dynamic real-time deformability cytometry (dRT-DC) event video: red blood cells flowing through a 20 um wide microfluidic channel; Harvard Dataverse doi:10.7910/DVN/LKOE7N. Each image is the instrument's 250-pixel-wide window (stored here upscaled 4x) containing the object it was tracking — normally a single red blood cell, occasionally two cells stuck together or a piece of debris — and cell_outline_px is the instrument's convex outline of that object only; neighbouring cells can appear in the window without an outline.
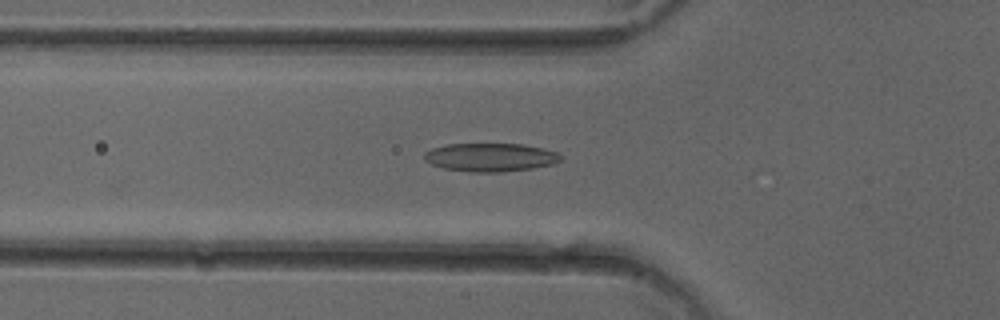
{"species": "common noctule bat (a hibernating species)", "species_latin": "Nyctalus noctula", "temperature_condition": "cold", "stored_images_in_passage": 34, "camera_frame_rate_fps": 3000, "um_per_image_px": 0.085, "animal": {"sex": "female"}, "frame": {"image": 1, "passage_image": 6, "time_ms": 1.667, "image_size_px": [1000, 320], "cell_outline_px": [[560, 160], [552, 164], [532, 168], [500, 172], [468, 172], [444, 168], [432, 164], [424, 160], [424, 152], [432, 148], [444, 144], [524, 144], [544, 148], [560, 152]], "centroid_in_image_um": [41.67, 13.36], "position_along_channel_um": 84.1, "area_um2": 22.66}}
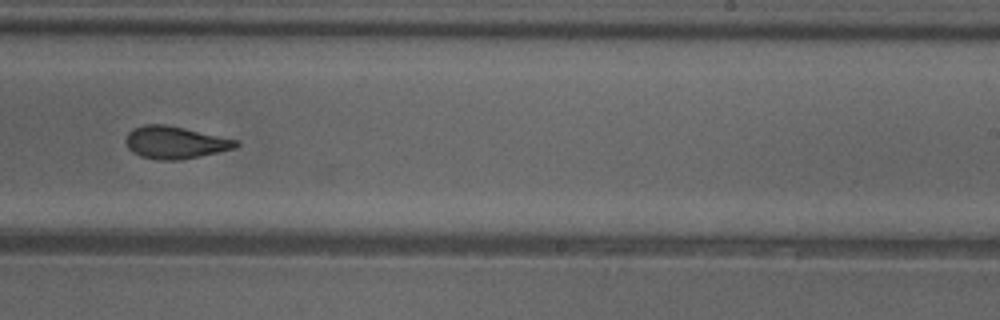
{"frame": {"image": 2, "passage_image": 20, "time_ms": 6.333, "image_size_px": [1000, 320], "cell_outline_px": [[240, 144], [236, 148], [200, 156], [180, 160], [160, 160], [140, 156], [132, 152], [128, 148], [124, 140], [128, 132], [132, 128], [144, 124], [164, 124], [184, 128], [236, 140]], "centroid_in_image_um": [14.83, 12.11], "position_along_channel_um": 274.2, "area_um2": 20.75}}
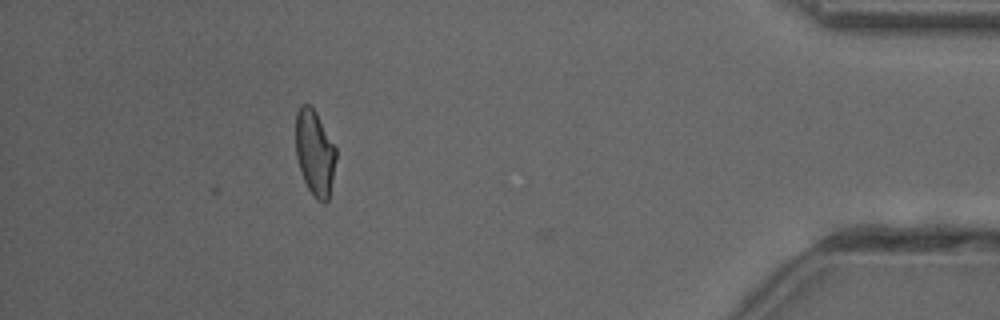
{"frame": {"image": 3, "passage_image": 34, "time_ms": 11.0, "image_size_px": [1000, 320], "cell_outline_px": [[336, 160], [328, 200], [324, 204], [316, 200], [308, 188], [304, 180], [296, 156], [296, 112], [300, 104], [312, 104], [336, 148]], "centroid_in_image_um": [26.75, 12.96], "position_along_channel_um": 408.4, "area_um2": 20.17}, "authors_computed_cell_mechanics": {"area_um2": 20.9236, "velocity_mm_per_s": 4.0522, "shape_relaxation_time_tau1_ms": 6.5435, "shape_relaxation_time_tau2_ms": 2.0217, "deformation_change_tau1": 0.1815, "deformation_change_tau2": 0.0788}}